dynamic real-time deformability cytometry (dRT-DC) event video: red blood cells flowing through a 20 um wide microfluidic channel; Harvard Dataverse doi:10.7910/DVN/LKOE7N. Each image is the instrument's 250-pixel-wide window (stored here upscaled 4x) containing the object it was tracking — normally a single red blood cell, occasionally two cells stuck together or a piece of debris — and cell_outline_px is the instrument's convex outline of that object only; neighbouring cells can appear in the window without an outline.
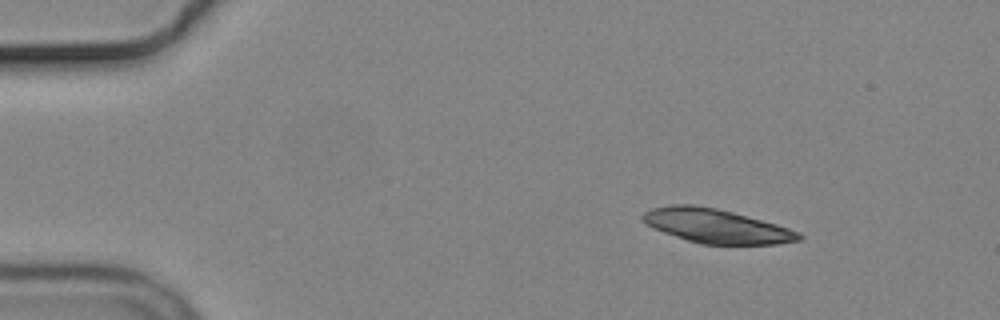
{"species": "common noctule bat (a hibernating species)", "species_latin": "Nyctalus noctula", "temperature_condition": "cold", "stored_images_in_passage": 9, "camera_frame_rate_fps": 3000, "um_per_image_px": 0.085, "animal": {"sex": "male", "body_mass_g": 19.2, "forearm_length_mm": 51.8}, "frame": {"image": 1, "passage_image": 1, "time_ms": 0.0, "image_size_px": [1000, 320], "cell_outline_px": [[804, 236], [800, 240], [776, 244], [700, 244], [652, 228], [640, 216], [644, 212], [652, 208], [672, 204], [692, 204], [716, 208], [732, 212], [776, 224], [800, 232]], "centroid_in_image_um": [60.88, 19.21], "position_along_channel_um": 24.1, "area_um2": 30.75}}
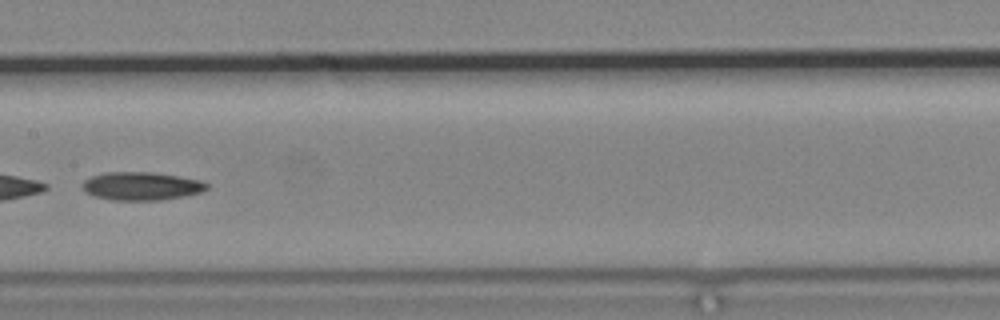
{"frame": {"image": 2, "passage_image": 7, "time_ms": 7.0, "image_size_px": [1000, 320], "cell_outline_px": [[208, 188], [200, 192], [184, 196], [160, 200], [112, 200], [96, 196], [84, 192], [80, 184], [84, 180], [92, 176], [104, 172], [152, 172], [200, 180], [208, 184]], "centroid_in_image_um": [11.97, 15.81], "position_along_channel_um": 195.4, "area_um2": 20.4}}
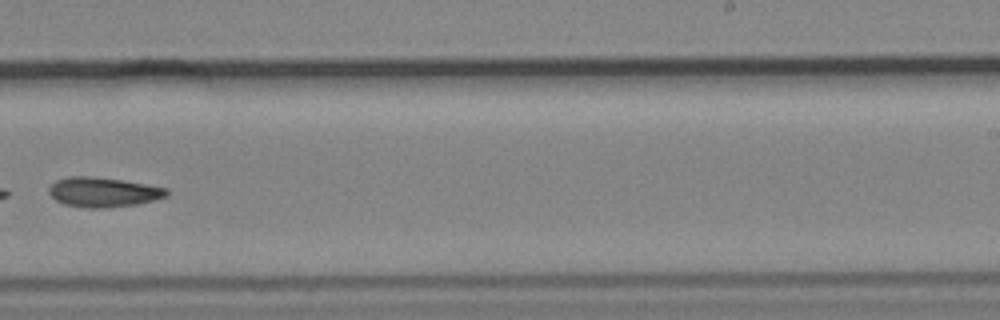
{"frame": {"image": 3, "passage_image": 9, "time_ms": 9.333, "image_size_px": [1000, 320], "cell_outline_px": [[168, 196], [156, 200], [136, 204], [104, 208], [88, 208], [64, 204], [56, 200], [48, 192], [48, 188], [56, 180], [68, 176], [88, 176], [120, 180], [168, 188]], "centroid_in_image_um": [8.77, 16.33], "position_along_channel_um": 280.2, "area_um2": 20.29}}